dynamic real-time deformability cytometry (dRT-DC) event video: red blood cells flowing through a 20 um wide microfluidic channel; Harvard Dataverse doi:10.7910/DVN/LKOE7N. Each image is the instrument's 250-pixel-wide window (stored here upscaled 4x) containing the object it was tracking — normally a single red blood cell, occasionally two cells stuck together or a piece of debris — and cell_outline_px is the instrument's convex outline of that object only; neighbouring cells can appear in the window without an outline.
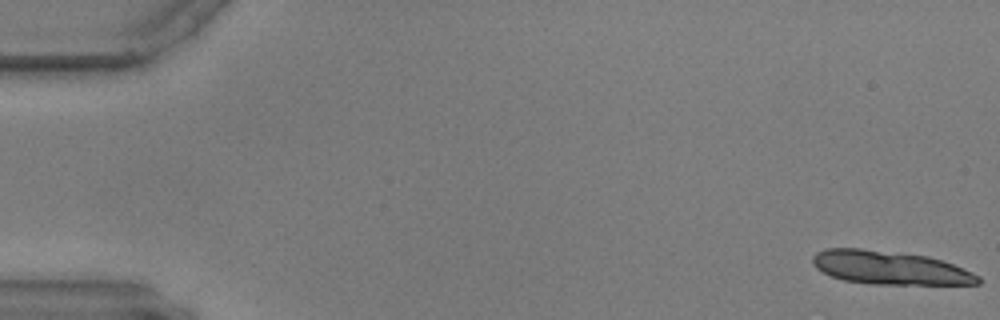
{"species": "common noctule bat (a hibernating species)", "species_latin": "Nyctalus noctula", "temperature_condition": "warm", "stored_images_in_passage": 16, "camera_frame_rate_fps": 3000, "um_per_image_px": 0.085, "animal": {"sex": "male", "body_mass_g": 17.9, "forearm_length_mm": 54.2}, "frame": {"image": 1, "passage_image": 1, "time_ms": 0.0, "image_size_px": [1000, 320], "cell_outline_px": [[980, 284], [872, 284], [844, 280], [832, 276], [816, 268], [812, 264], [812, 256], [816, 252], [828, 248], [860, 248], [928, 256], [952, 264], [980, 276]], "centroid_in_image_um": [75.6, 22.75], "position_along_channel_um": 9.4, "area_um2": 32.02}}